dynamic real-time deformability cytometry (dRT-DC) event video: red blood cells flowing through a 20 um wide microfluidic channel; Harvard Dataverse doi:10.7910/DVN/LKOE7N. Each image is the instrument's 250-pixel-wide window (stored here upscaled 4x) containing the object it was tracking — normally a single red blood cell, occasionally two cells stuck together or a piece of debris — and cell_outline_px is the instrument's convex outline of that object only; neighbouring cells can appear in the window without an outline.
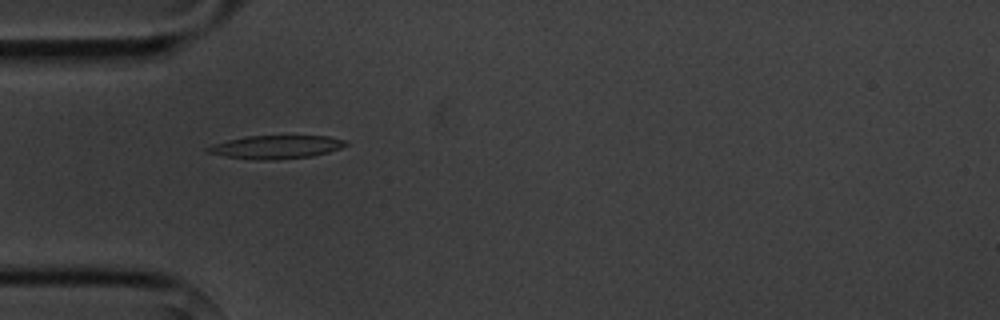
{"species": "common noctule bat (a hibernating species)", "species_latin": "Nyctalus noctula", "temperature_condition": "cold", "stored_images_in_passage": 5, "camera_frame_rate_fps": 3000, "um_per_image_px": 0.085, "animal": {"sex": "male", "body_mass_g": 20.1, "forearm_length_mm": 53.5}, "frame": {"image": 1, "passage_image": 5, "time_ms": 4.667, "image_size_px": [1000, 320], "cell_outline_px": [[348, 144], [340, 148], [328, 152], [312, 156], [276, 160], [256, 160], [228, 156], [204, 152], [204, 148], [228, 140], [248, 136], [328, 136], [348, 140]], "centroid_in_image_um": [23.5, 12.5], "position_along_channel_um": 61.5, "area_um2": 18.67}}